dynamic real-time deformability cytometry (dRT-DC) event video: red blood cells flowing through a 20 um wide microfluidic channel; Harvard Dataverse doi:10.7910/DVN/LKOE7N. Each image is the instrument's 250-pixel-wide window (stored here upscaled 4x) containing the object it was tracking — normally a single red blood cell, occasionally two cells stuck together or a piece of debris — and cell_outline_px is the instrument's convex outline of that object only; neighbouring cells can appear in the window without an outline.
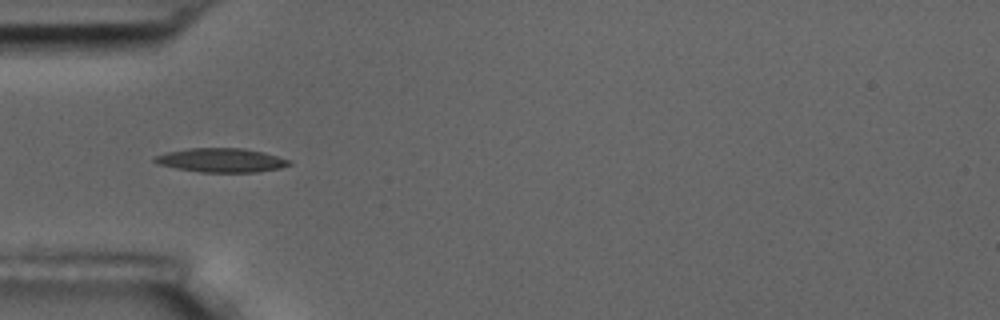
{"species": "common noctule bat (a hibernating species)", "species_latin": "Nyctalus noctula", "temperature_condition": "room temperature", "stored_images_in_passage": 3, "camera_frame_rate_fps": 3000, "um_per_image_px": 0.085, "animal": {"sex": "male", "body_mass_g": 17.5, "forearm_length_mm": 52.3}, "frame": {"image": 1, "passage_image": 1, "time_ms": 0.0, "image_size_px": [1000, 320], "cell_outline_px": [[292, 164], [280, 168], [260, 172], [200, 172], [176, 168], [156, 164], [152, 160], [152, 156], [168, 152], [188, 148], [244, 148], [264, 152], [292, 160]], "centroid_in_image_um": [18.81, 13.62], "position_along_channel_um": 66.2, "area_um2": 19.07}}
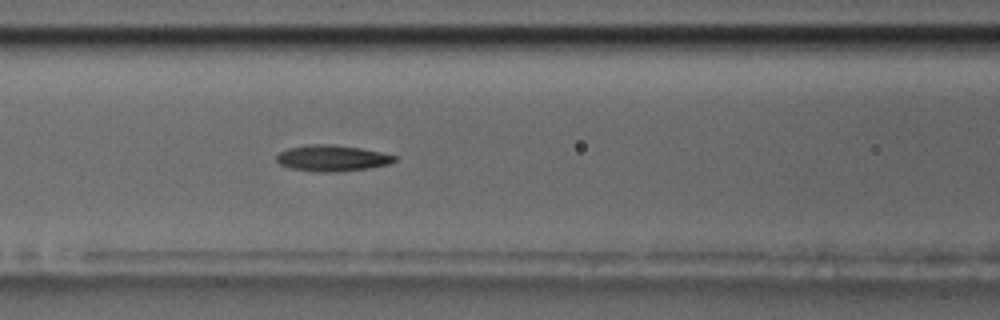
{"frame": {"image": 2, "passage_image": 3, "time_ms": 2.0, "image_size_px": [1000, 320], "cell_outline_px": [[396, 160], [388, 164], [368, 168], [332, 172], [320, 172], [292, 168], [280, 164], [276, 160], [276, 156], [280, 152], [288, 148], [308, 144], [332, 144], [360, 148], [380, 152], [396, 156]], "centroid_in_image_um": [28.21, 13.43], "position_along_channel_um": 138.4, "area_um2": 17.74}}